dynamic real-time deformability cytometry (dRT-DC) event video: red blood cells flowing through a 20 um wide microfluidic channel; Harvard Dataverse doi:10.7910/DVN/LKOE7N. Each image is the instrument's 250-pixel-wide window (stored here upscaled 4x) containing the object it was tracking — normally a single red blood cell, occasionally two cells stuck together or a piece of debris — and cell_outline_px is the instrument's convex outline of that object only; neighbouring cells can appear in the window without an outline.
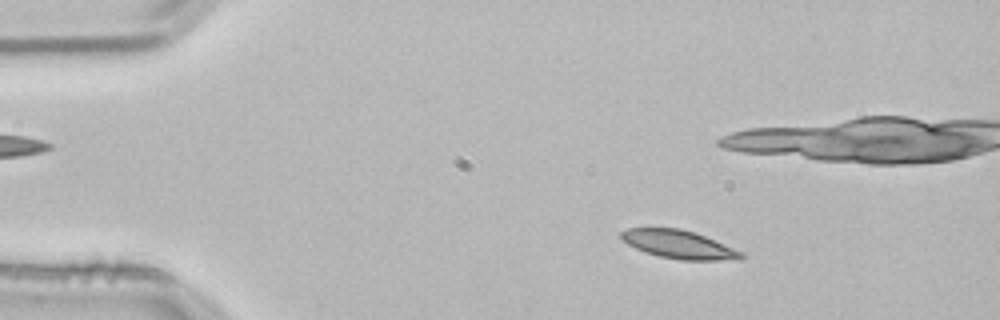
{"species": "common noctule bat (a hibernating species)", "species_latin": "Nyctalus noctula", "temperature_condition": "room temperature", "stored_images_in_passage": 54, "camera_frame_rate_fps": 3000, "um_per_image_px": 0.085, "animal": {"sex": "male", "body_mass_g": 21.5, "forearm_length_mm": 52.0}, "frame": {"image": 1, "passage_image": 8, "time_ms": 2.333, "image_size_px": [1000, 320], "cell_outline_px": [[744, 256], [740, 260], [680, 260], [660, 256], [636, 248], [628, 244], [620, 236], [620, 232], [628, 228], [680, 228], [696, 232], [744, 252]], "centroid_in_image_um": [57.76, 20.77], "position_along_channel_um": 27.2, "area_um2": 19.77}}
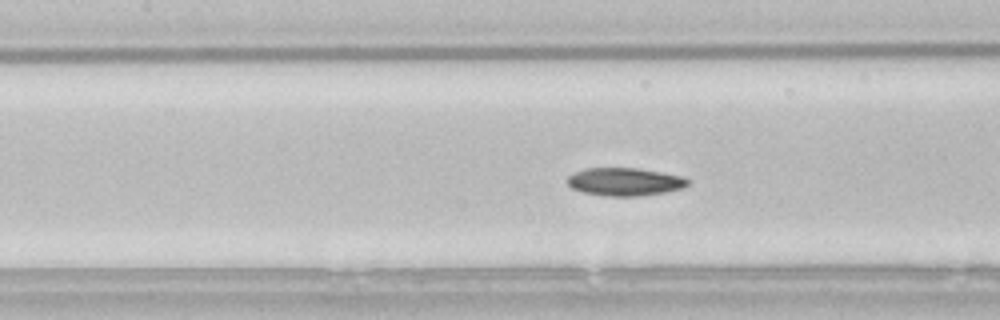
{"frame": {"image": 2, "passage_image": 23, "time_ms": 7.333, "image_size_px": [1000, 320], "cell_outline_px": [[692, 184], [684, 188], [664, 192], [640, 196], [604, 196], [584, 192], [572, 188], [568, 184], [568, 176], [584, 168], [636, 168], [660, 172], [680, 176], [692, 180]], "centroid_in_image_um": [53.15, 15.45], "position_along_channel_um": 154.2, "area_um2": 19.65}}
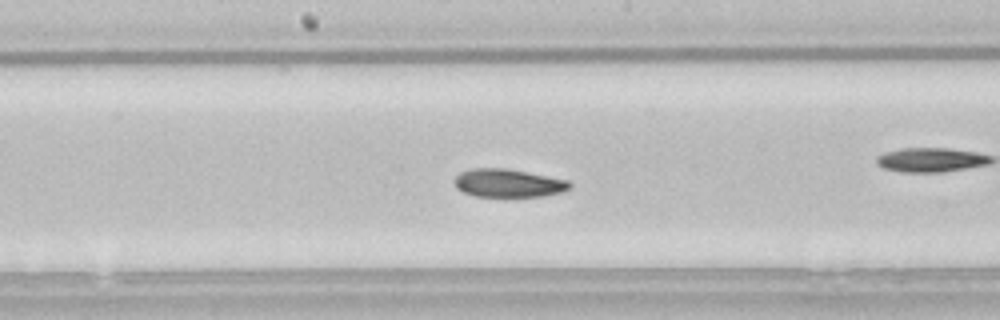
{"frame": {"image": 3, "passage_image": 27, "time_ms": 8.667, "image_size_px": [1000, 320], "cell_outline_px": [[572, 188], [560, 192], [544, 196], [476, 196], [464, 192], [456, 188], [452, 180], [460, 172], [472, 168], [504, 168], [568, 180], [572, 184]], "centroid_in_image_um": [43.17, 15.56], "position_along_channel_um": 205.0, "area_um2": 18.84}}